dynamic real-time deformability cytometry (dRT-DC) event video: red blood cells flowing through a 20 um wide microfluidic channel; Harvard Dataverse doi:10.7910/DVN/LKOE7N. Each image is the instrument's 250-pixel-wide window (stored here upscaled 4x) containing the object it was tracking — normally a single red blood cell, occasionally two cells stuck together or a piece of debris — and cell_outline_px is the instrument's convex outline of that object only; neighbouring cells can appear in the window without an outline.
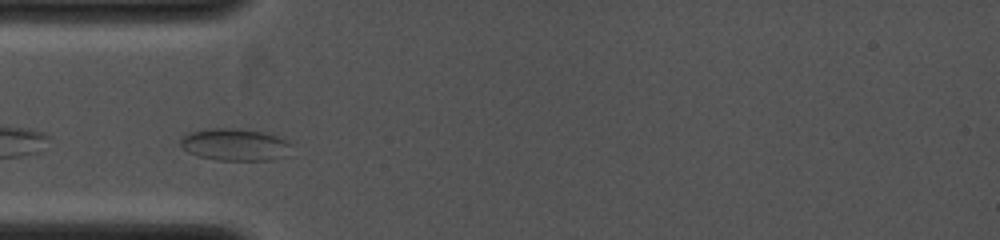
{"species": "common noctule bat (a hibernating species)", "species_latin": "Nyctalus noctula", "temperature_condition": "cold", "stored_images_in_passage": 7, "camera_frame_rate_fps": 4000, "um_per_image_px": 0.085, "animal": {"sex": "female", "body_mass_g": 19.0, "forearm_length_mm": 53.3}, "frame": {"image": 1, "passage_image": 1, "time_ms": 0.0, "image_size_px": [1000, 240], "cell_outline_px": [[292, 144], [280, 156], [272, 160], [216, 160], [200, 156], [188, 152], [180, 144], [180, 140], [188, 132], [204, 128], [232, 128], [260, 132], [276, 136]], "centroid_in_image_um": [19.87, 12.28], "position_along_channel_um": 65.1, "area_um2": 20.29}}
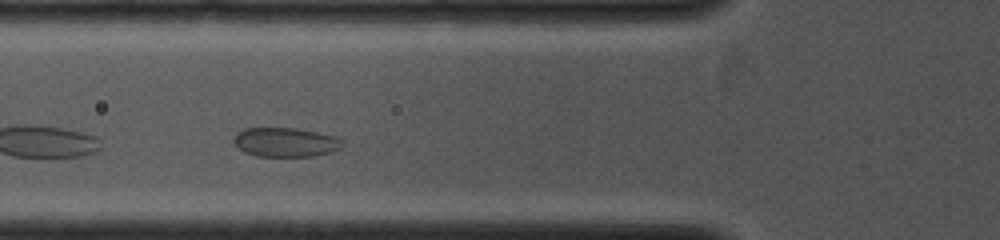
{"frame": {"image": 2, "passage_image": 4, "time_ms": 0.75, "image_size_px": [1000, 240], "cell_outline_px": [[344, 144], [340, 148], [328, 152], [312, 156], [256, 156], [244, 152], [236, 148], [232, 144], [232, 140], [236, 132], [244, 128], [296, 128], [336, 136], [344, 140]], "centroid_in_image_um": [24.21, 12.08], "position_along_channel_um": 101.6, "area_um2": 18.73}}